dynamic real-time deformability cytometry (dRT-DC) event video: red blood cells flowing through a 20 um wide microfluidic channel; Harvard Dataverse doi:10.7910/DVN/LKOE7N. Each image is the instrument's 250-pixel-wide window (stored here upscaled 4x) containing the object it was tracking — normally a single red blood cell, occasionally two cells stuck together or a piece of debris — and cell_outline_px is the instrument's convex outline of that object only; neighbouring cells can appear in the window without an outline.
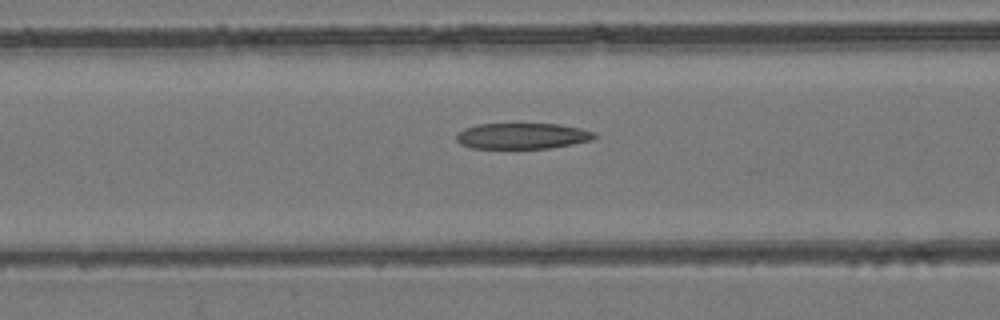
{"species": "common noctule bat (a hibernating species)", "species_latin": "Nyctalus noctula", "temperature_condition": "room temperature", "stored_images_in_passage": 53, "camera_frame_rate_fps": 3000, "um_per_image_px": 0.085, "animal": {"sex": "female", "body_mass_g": 24.6, "forearm_length_mm": 56.2}, "frame": {"image": 1, "passage_image": 22, "time_ms": 7.0, "image_size_px": [1000, 320], "cell_outline_px": [[596, 136], [592, 140], [572, 144], [548, 148], [472, 148], [460, 144], [456, 140], [456, 136], [464, 128], [476, 124], [560, 124], [580, 128], [596, 132]], "centroid_in_image_um": [44.4, 11.55], "position_along_channel_um": 122.2, "area_um2": 20.81}}
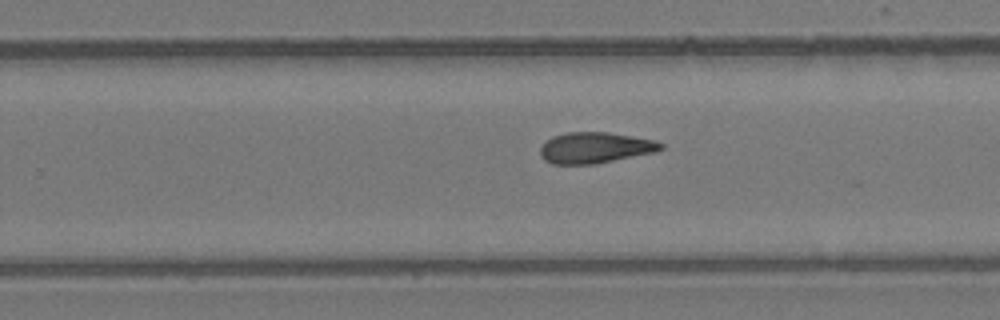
{"frame": {"image": 2, "passage_image": 34, "time_ms": 11.0, "image_size_px": [1000, 320], "cell_outline_px": [[664, 148], [652, 152], [596, 164], [552, 164], [544, 160], [540, 156], [540, 148], [552, 136], [564, 132], [608, 132], [632, 136], [652, 140], [664, 144]], "centroid_in_image_um": [50.53, 12.55], "position_along_channel_um": 279.3, "area_um2": 21.62}}
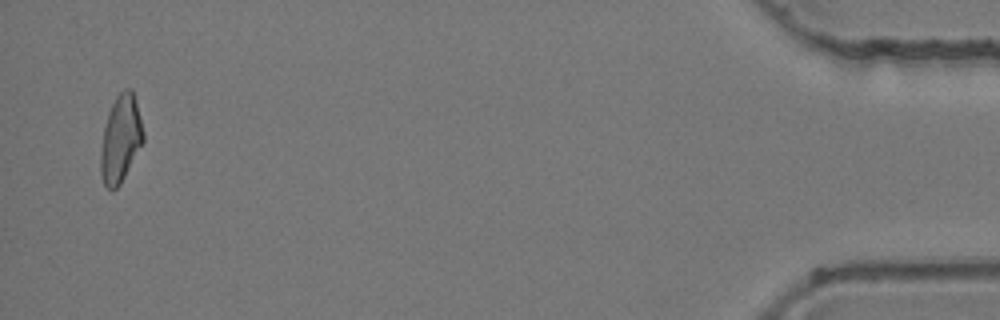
{"frame": {"image": 3, "passage_image": 52, "time_ms": 17.0, "image_size_px": [1000, 320], "cell_outline_px": [[144, 140], [120, 184], [116, 188], [108, 188], [104, 184], [100, 172], [100, 152], [104, 128], [108, 112], [116, 96], [124, 88], [132, 88], [136, 100], [144, 132]], "centroid_in_image_um": [10.25, 11.76], "position_along_channel_um": 424.9, "area_um2": 21.5}, "authors_computed_cell_mechanics": {"area_um2": 21.8484, "velocity_mm_per_s": 3.9363, "shape_relaxation_time_tau1_ms": null, "shape_relaxation_time_tau2_ms": 8.1581, "deformation_change_tau1": null, "deformation_change_tau2": 0.1848}}